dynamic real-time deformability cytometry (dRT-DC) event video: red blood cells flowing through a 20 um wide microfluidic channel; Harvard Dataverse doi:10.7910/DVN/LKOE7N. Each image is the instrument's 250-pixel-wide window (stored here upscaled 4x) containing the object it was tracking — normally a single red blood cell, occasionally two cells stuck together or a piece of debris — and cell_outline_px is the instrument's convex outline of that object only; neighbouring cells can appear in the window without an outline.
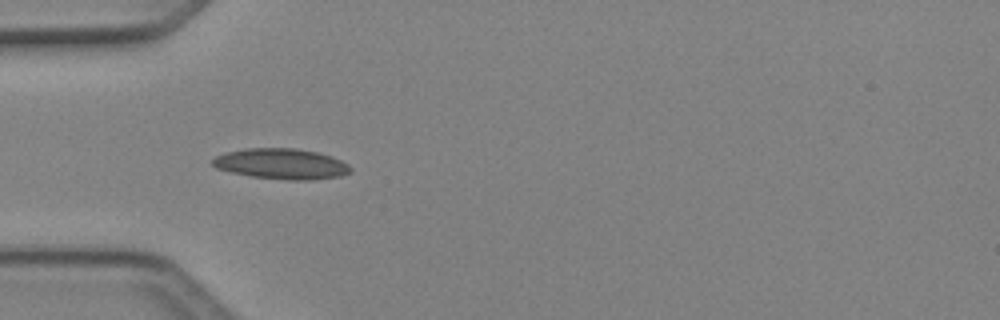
{"species": "Egyptian fruit bat (a non-hibernating species)", "species_latin": "Rousettus aegyptiacus", "temperature_condition": "cold", "stored_images_in_passage": 5, "camera_frame_rate_fps": 3000, "um_per_image_px": 0.085, "animal": {"sex": "female"}, "frame": {"image": 1, "passage_image": 4, "time_ms": 1.0, "image_size_px": [1000, 320], "cell_outline_px": [[352, 172], [340, 176], [312, 180], [288, 180], [252, 176], [232, 172], [216, 168], [212, 164], [212, 160], [216, 156], [228, 152], [244, 148], [296, 148], [316, 152], [332, 156], [348, 164], [352, 168]], "centroid_in_image_um": [23.95, 13.93], "position_along_channel_um": 61.0, "area_um2": 24.57}}
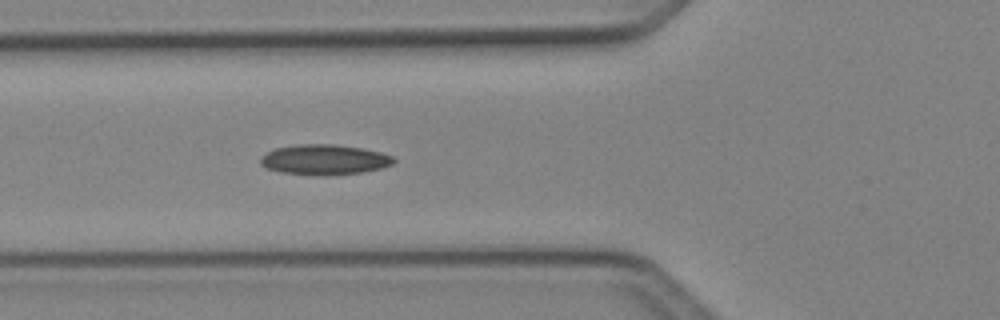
{"frame": {"image": 2, "passage_image": 5, "time_ms": 1.333, "image_size_px": [1000, 320], "cell_outline_px": [[396, 160], [392, 164], [380, 168], [360, 172], [328, 176], [316, 176], [280, 172], [264, 168], [260, 164], [260, 160], [268, 152], [276, 148], [296, 144], [336, 144], [364, 148], [380, 152], [392, 156]], "centroid_in_image_um": [27.56, 13.57], "position_along_channel_um": 98.2, "area_um2": 23.64}}